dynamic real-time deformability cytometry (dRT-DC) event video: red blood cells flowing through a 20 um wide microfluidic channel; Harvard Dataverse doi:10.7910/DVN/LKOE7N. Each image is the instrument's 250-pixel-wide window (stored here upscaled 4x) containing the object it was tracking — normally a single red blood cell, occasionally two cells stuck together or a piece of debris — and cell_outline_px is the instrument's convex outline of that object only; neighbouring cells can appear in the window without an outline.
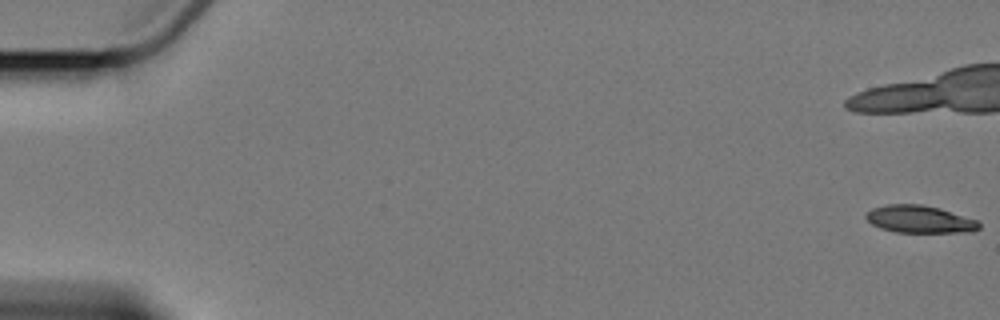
{"species": "Egyptian fruit bat (a non-hibernating species)", "species_latin": "Rousettus aegyptiacus", "temperature_condition": "cold", "stored_images_in_passage": 6, "camera_frame_rate_fps": 3000, "um_per_image_px": 0.085, "animal": {"sex": "female"}, "frame": {"image": 1, "passage_image": 1, "time_ms": 0.0, "image_size_px": [1000, 320], "cell_outline_px": [[980, 228], [972, 232], [896, 232], [880, 228], [872, 224], [864, 216], [872, 208], [888, 204], [920, 204], [940, 208], [976, 220], [980, 224]], "centroid_in_image_um": [78.16, 18.63], "position_along_channel_um": 6.8, "area_um2": 17.98}}
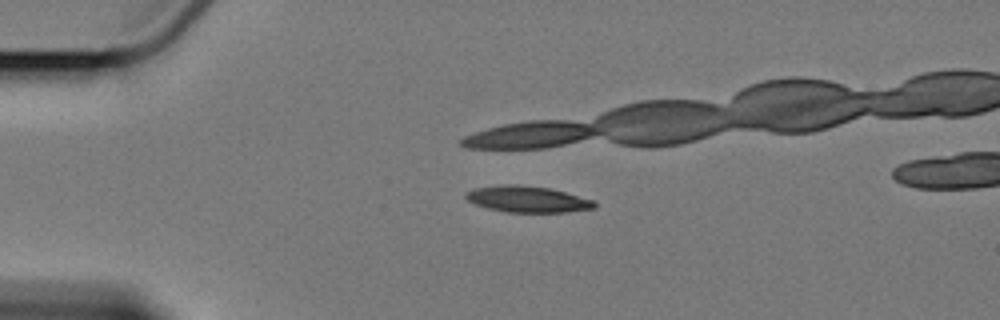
{"frame": {"image": 2, "passage_image": 5, "time_ms": 4.667, "image_size_px": [1000, 320], "cell_outline_px": [[596, 208], [568, 212], [508, 212], [488, 208], [476, 204], [468, 200], [464, 196], [468, 192], [476, 188], [548, 188], [596, 200]], "centroid_in_image_um": [44.99, 17.01], "position_along_channel_um": 40.0, "area_um2": 18.32}}